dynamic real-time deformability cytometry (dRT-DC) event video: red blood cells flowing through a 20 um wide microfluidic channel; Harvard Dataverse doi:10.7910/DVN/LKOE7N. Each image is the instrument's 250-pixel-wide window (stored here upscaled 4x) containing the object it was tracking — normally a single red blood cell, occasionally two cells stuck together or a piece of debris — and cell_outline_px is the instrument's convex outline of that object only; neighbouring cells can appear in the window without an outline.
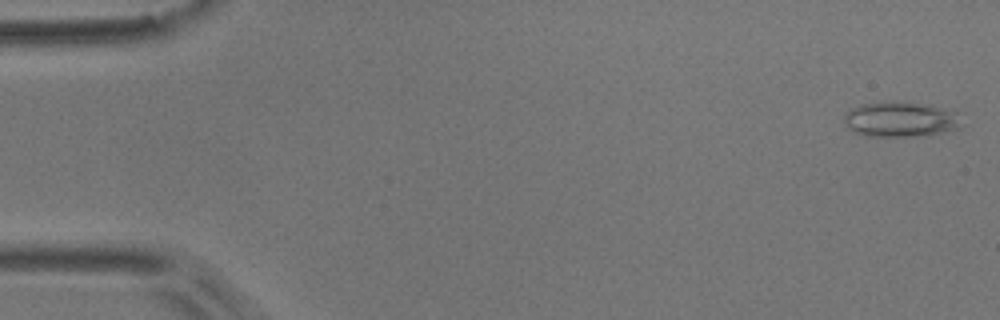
{"species": "common noctule bat (a hibernating species)", "species_latin": "Nyctalus noctula", "temperature_condition": "room temperature", "stored_images_in_passage": 5, "camera_frame_rate_fps": 3000, "um_per_image_px": 0.085, "animal": {"sex": "male", "body_mass_g": 17.9}, "frame": {"image": 1, "passage_image": 1, "time_ms": 0.0, "image_size_px": [1000, 320], "cell_outline_px": [[968, 124], [960, 128], [928, 136], [864, 136], [848, 128], [844, 124], [844, 116], [848, 108], [860, 104], [916, 104], [956, 112]], "centroid_in_image_um": [76.58, 10.21], "position_along_channel_um": 8.4, "area_um2": 23.64}}